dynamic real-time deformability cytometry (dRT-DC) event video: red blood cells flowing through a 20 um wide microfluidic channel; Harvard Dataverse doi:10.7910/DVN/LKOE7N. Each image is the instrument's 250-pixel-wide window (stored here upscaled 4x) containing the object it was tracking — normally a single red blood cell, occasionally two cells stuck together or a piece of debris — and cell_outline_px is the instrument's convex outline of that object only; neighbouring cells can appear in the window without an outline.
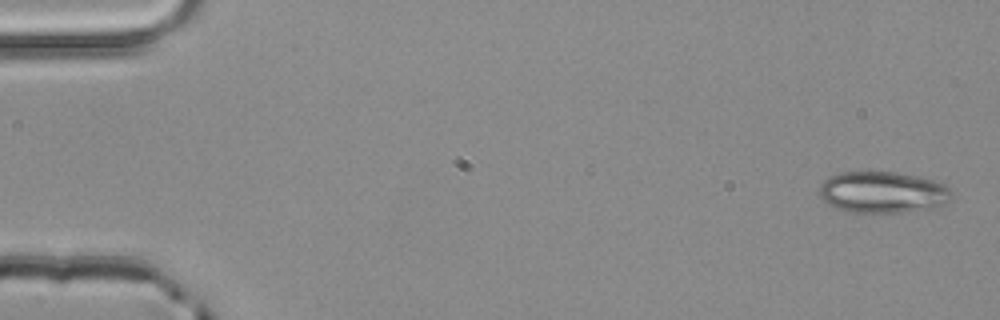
{"species": "common noctule bat (a hibernating species)", "species_latin": "Nyctalus noctula", "temperature_condition": "room temperature", "stored_images_in_passage": 3, "camera_frame_rate_fps": 3000, "um_per_image_px": 0.085, "animal": {"sex": "male", "body_mass_g": 20.4}, "frame": {"image": 1, "passage_image": 1, "time_ms": 0.0, "image_size_px": [1000, 320], "cell_outline_px": [[952, 196], [940, 208], [904, 212], [852, 212], [836, 208], [824, 200], [820, 196], [820, 184], [824, 180], [840, 172], [896, 172], [920, 176], [944, 184], [952, 192]], "centroid_in_image_um": [75.08, 16.34], "position_along_channel_um": 9.9, "area_um2": 32.02}}